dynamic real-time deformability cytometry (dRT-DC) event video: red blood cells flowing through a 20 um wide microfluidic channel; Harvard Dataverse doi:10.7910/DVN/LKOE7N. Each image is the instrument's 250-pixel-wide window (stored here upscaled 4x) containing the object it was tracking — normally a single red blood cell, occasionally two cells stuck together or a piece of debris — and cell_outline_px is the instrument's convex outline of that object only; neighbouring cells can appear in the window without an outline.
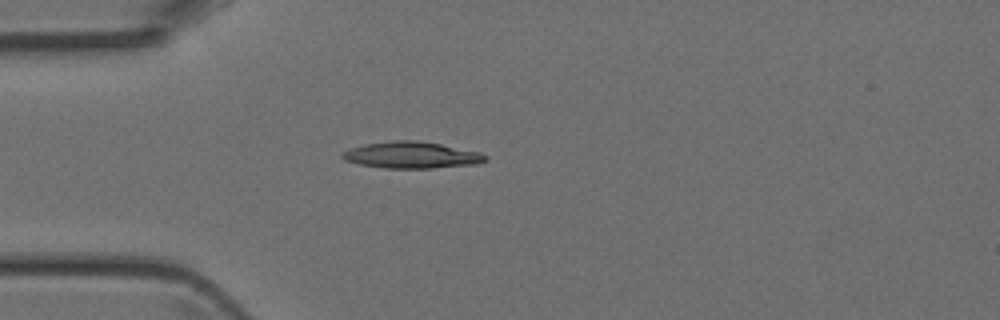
{"species": "Egyptian fruit bat (a non-hibernating species)", "species_latin": "Rousettus aegyptiacus", "temperature_condition": "room temperature", "stored_images_in_passage": 2, "camera_frame_rate_fps": 3000, "um_per_image_px": 0.085, "animal": {"sex": "female"}, "frame": {"image": 1, "passage_image": 1, "time_ms": 0.0, "image_size_px": [1000, 320], "cell_outline_px": [[488, 160], [476, 164], [432, 168], [384, 168], [360, 164], [344, 160], [340, 156], [344, 152], [352, 148], [364, 144], [392, 140], [416, 140], [440, 144], [480, 152], [488, 156]], "centroid_in_image_um": [35.0, 13.18], "position_along_channel_um": 50.0, "area_um2": 22.08}}